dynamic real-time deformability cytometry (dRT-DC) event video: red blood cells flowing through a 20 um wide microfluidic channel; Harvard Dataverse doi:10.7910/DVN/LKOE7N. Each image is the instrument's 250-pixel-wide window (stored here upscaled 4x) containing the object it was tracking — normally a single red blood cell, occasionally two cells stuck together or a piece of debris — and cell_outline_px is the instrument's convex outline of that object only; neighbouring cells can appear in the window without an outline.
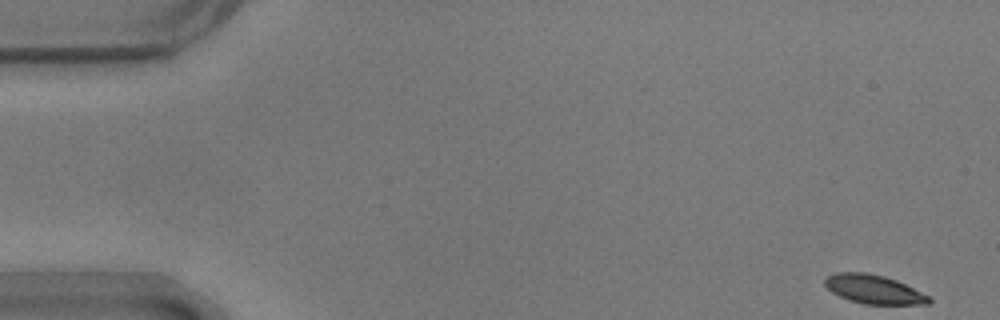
{"species": "common noctule bat (a hibernating species)", "species_latin": "Nyctalus noctula", "temperature_condition": "warm", "stored_images_in_passage": 16, "camera_frame_rate_fps": 3000, "um_per_image_px": 0.085, "animal": {"sex": "male", "body_mass_g": 17.9}, "frame": {"image": 1, "passage_image": 1, "time_ms": 0.0, "image_size_px": [1000, 320], "cell_outline_px": [[932, 300], [928, 304], [864, 304], [848, 300], [832, 292], [824, 284], [824, 276], [836, 272], [864, 272], [884, 276], [896, 280], [928, 296]], "centroid_in_image_um": [74.21, 24.58], "position_along_channel_um": 10.8, "area_um2": 17.4}}
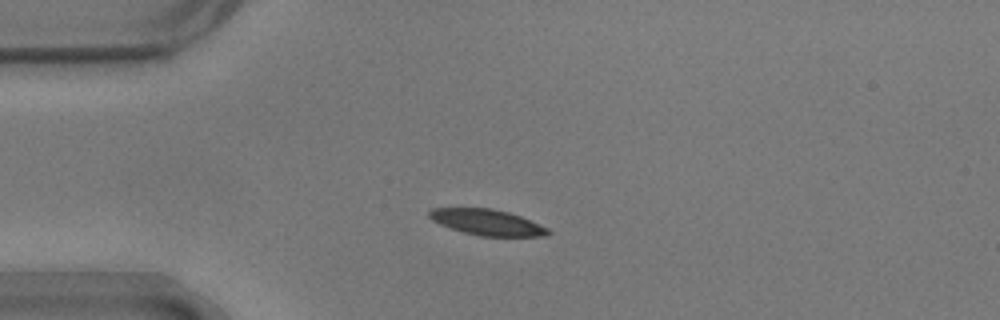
{"frame": {"image": 2, "passage_image": 13, "time_ms": 4.0, "image_size_px": [1000, 320], "cell_outline_px": [[552, 232], [548, 236], [480, 236], [464, 232], [440, 224], [432, 220], [428, 216], [428, 212], [432, 208], [492, 208], [508, 212], [520, 216], [548, 228]], "centroid_in_image_um": [41.42, 18.89], "position_along_channel_um": 43.6, "area_um2": 17.8}}